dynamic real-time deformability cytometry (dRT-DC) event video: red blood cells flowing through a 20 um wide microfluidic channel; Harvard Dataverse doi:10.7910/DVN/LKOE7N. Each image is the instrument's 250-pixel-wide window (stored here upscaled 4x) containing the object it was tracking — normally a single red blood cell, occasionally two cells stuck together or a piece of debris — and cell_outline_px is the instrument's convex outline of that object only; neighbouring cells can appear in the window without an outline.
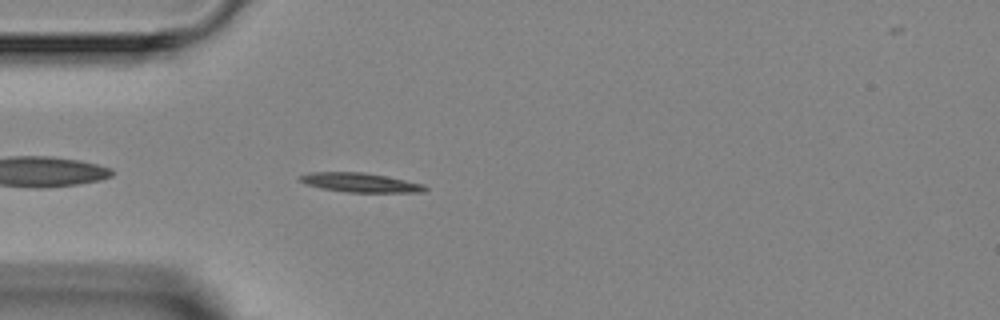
{"species": "Egyptian fruit bat (a non-hibernating species)", "species_latin": "Rousettus aegyptiacus", "temperature_condition": "room temperature", "stored_images_in_passage": 4, "segment_of_instrument_passage": [2, 2], "camera_frame_rate_fps": 3000, "um_per_image_px": 0.085, "animal": {"sex": "female"}, "frame": {"image": 1, "passage_image": 4, "time_ms": 3.333, "image_size_px": [1000, 320], "cell_outline_px": [[428, 188], [424, 192], [348, 192], [320, 188], [296, 180], [300, 176], [308, 172], [364, 172], [424, 184]], "centroid_in_image_um": [30.59, 15.51], "position_along_channel_um": 54.4, "area_um2": 13.93}}